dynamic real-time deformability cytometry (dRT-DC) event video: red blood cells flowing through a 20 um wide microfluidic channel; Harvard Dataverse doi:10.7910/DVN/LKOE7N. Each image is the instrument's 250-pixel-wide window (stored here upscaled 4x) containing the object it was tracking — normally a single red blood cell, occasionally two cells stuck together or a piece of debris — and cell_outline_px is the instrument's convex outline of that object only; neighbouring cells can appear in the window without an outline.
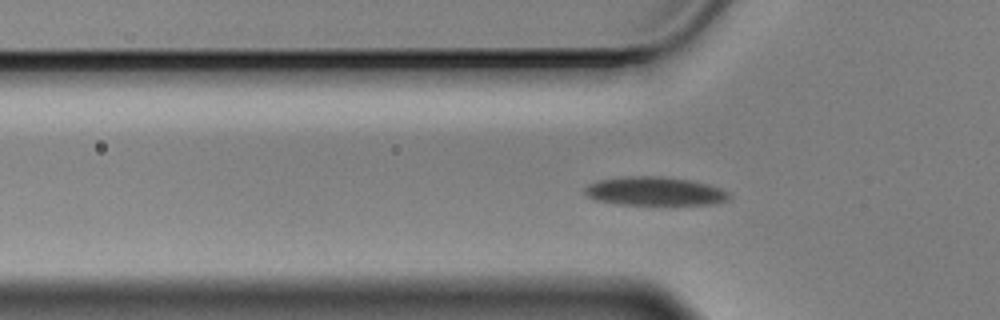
{"species": "Egyptian fruit bat (a non-hibernating species)", "species_latin": "Rousettus aegyptiacus", "temperature_condition": "cold", "stored_images_in_passage": 37, "camera_frame_rate_fps": 3000, "um_per_image_px": 0.085, "animal": {"sex": "male"}, "frame": {"image": 1, "passage_image": 2, "time_ms": 0.333, "image_size_px": [1000, 320], "cell_outline_px": [[732, 196], [728, 200], [716, 204], [620, 204], [596, 200], [588, 196], [584, 192], [584, 188], [588, 184], [600, 180], [624, 176], [660, 176], [692, 180], [708, 184], [720, 188], [728, 192]], "centroid_in_image_um": [55.68, 16.25], "position_along_channel_um": 70.1, "area_um2": 24.1}}
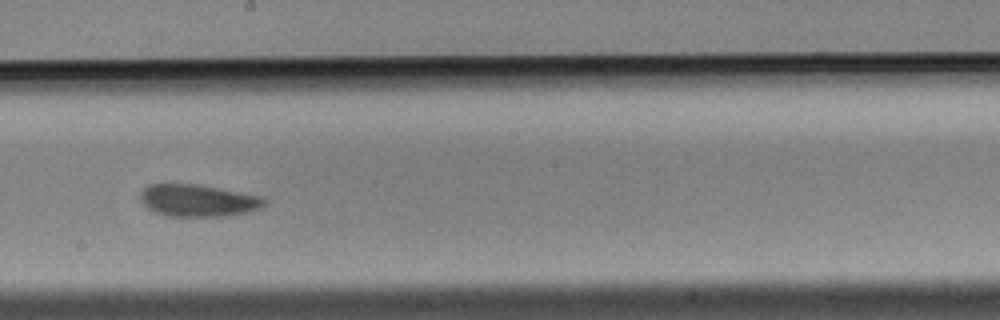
{"frame": {"image": 2, "passage_image": 16, "time_ms": 5.0, "image_size_px": [1000, 320], "cell_outline_px": [[268, 200], [260, 208], [248, 212], [224, 216], [168, 216], [156, 212], [148, 208], [140, 200], [140, 196], [144, 188], [152, 184], [196, 184], [260, 196]], "centroid_in_image_um": [16.83, 17.05], "position_along_channel_um": 231.4, "area_um2": 22.89}}
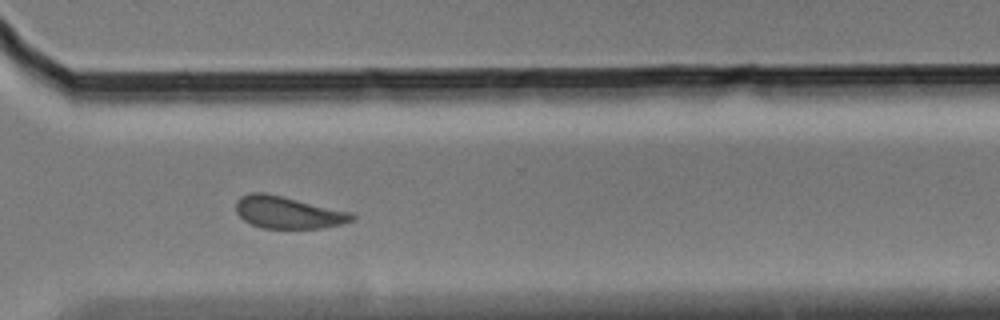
{"frame": {"image": 3, "passage_image": 26, "time_ms": 8.333, "image_size_px": [1000, 320], "cell_outline_px": [[356, 220], [344, 224], [320, 228], [264, 228], [252, 224], [244, 220], [236, 212], [236, 200], [240, 196], [252, 192], [264, 192], [352, 212], [356, 216]], "centroid_in_image_um": [24.51, 18.05], "position_along_channel_um": 346.1, "area_um2": 21.79}, "authors_computed_cell_mechanics": {"area_um2": 22.542, "velocity_mm_per_s": 3.4467, "shape_relaxation_time_tau1_ms": 3.4997, "shape_relaxation_time_tau2_ms": 10.2432, "deformation_change_tau1": 0.0937, "deformation_change_tau2": 0.157}}